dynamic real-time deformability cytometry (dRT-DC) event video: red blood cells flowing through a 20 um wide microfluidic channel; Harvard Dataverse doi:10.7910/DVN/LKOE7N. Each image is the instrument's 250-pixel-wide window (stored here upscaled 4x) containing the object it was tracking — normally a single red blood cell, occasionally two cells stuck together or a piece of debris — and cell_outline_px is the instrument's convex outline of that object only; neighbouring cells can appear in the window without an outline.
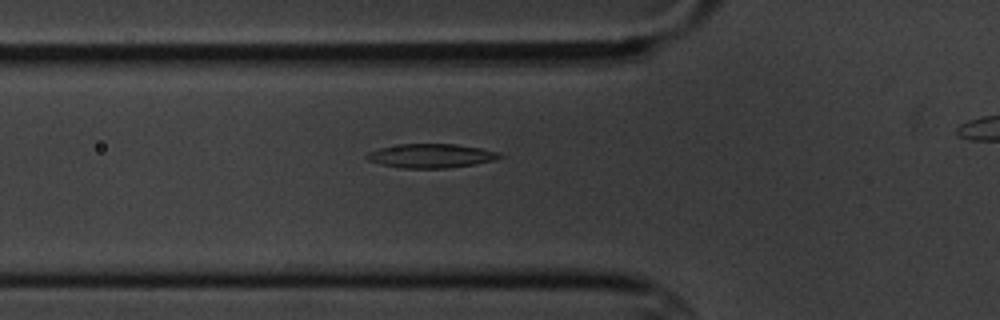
{"species": "common noctule bat (a hibernating species)", "species_latin": "Nyctalus noctula", "temperature_condition": "cold", "stored_images_in_passage": 7, "camera_frame_rate_fps": 3000, "um_per_image_px": 0.085, "animal": {"sex": "male", "body_mass_g": 20.1, "forearm_length_mm": 53.5}, "frame": {"image": 1, "passage_image": 7, "time_ms": 7.0, "image_size_px": [1000, 320], "cell_outline_px": [[504, 156], [492, 160], [476, 164], [448, 168], [404, 168], [380, 164], [368, 160], [364, 156], [368, 152], [380, 148], [400, 144], [456, 144], [480, 148], [500, 152]], "centroid_in_image_um": [36.64, 13.24], "position_along_channel_um": 89.2, "area_um2": 18.55}}